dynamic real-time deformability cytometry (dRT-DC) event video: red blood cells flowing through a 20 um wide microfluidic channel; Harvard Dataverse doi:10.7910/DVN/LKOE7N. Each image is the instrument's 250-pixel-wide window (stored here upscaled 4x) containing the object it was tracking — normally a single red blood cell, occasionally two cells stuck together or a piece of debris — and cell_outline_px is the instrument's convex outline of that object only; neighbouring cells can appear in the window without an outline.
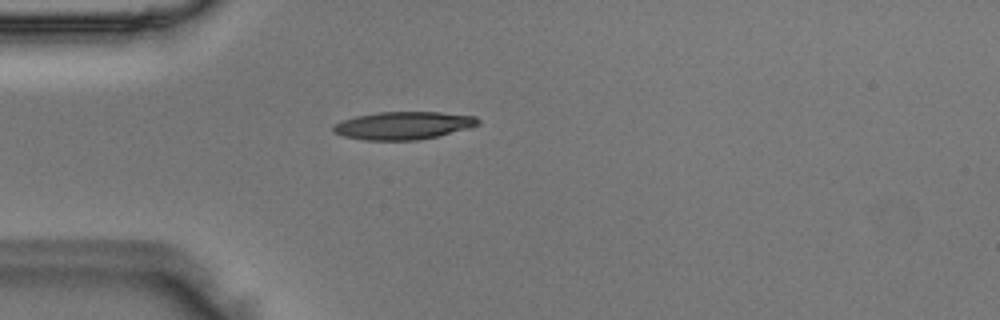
{"species": "Egyptian fruit bat (a non-hibernating species)", "species_latin": "Rousettus aegyptiacus", "temperature_condition": "room temperature", "stored_images_in_passage": 37, "camera_frame_rate_fps": 3000, "um_per_image_px": 0.085, "animal": {"sex": "male"}, "frame": {"image": 1, "passage_image": 1, "time_ms": 0.0, "image_size_px": [1000, 320], "cell_outline_px": [[480, 124], [472, 128], [436, 136], [416, 140], [364, 140], [344, 136], [332, 132], [332, 124], [356, 116], [376, 112], [440, 112], [476, 116], [480, 120]], "centroid_in_image_um": [34.3, 10.66], "position_along_channel_um": 50.7, "area_um2": 23.58}}
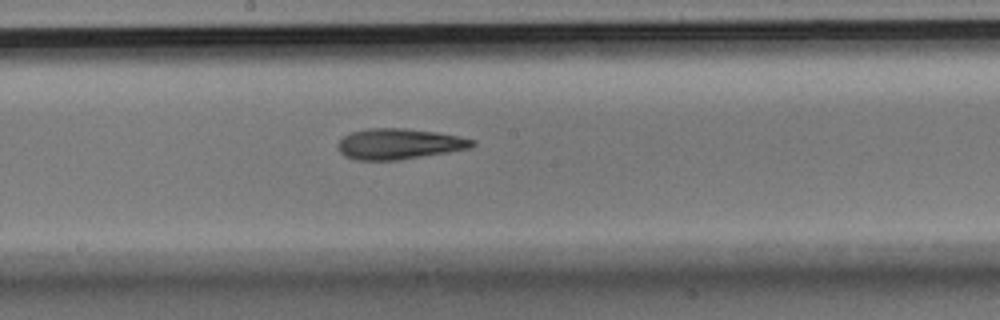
{"frame": {"image": 2, "passage_image": 14, "time_ms": 4.333, "image_size_px": [1000, 320], "cell_outline_px": [[476, 144], [472, 148], [400, 160], [356, 160], [344, 156], [340, 152], [336, 144], [344, 136], [352, 132], [368, 128], [404, 128], [436, 132], [476, 140]], "centroid_in_image_um": [33.92, 12.24], "position_along_channel_um": 214.3, "area_um2": 24.1}}
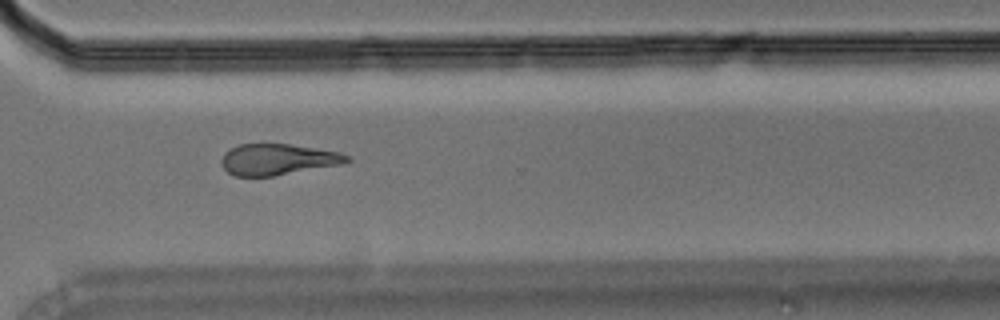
{"frame": {"image": 3, "passage_image": 24, "time_ms": 7.667, "image_size_px": [1000, 320], "cell_outline_px": [[352, 160], [348, 164], [272, 176], [232, 176], [220, 164], [220, 160], [224, 152], [240, 144], [288, 144], [340, 152], [348, 156]], "centroid_in_image_um": [23.64, 13.56], "position_along_channel_um": 347.0, "area_um2": 23.0}}